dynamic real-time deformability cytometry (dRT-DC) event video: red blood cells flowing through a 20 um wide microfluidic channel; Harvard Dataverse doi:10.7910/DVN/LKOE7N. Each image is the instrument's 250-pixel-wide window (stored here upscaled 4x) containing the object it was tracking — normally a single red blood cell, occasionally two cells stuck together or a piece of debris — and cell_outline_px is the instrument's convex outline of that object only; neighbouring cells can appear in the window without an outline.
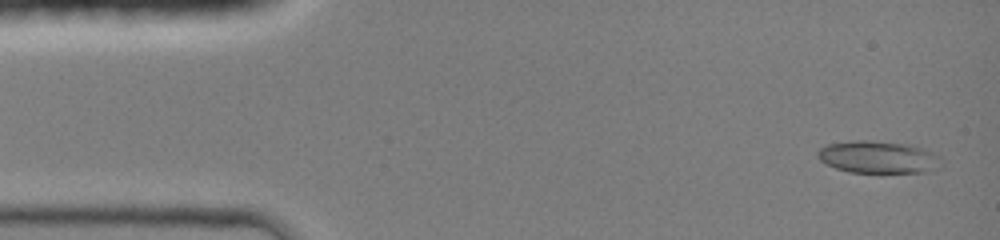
{"species": "common noctule bat (a hibernating species)", "species_latin": "Nyctalus noctula", "temperature_condition": "room temperature", "stored_images_in_passage": 43, "camera_frame_rate_fps": 3000, "um_per_image_px": 0.085, "animal": {"sex": "female", "body_mass_g": 19.0, "forearm_length_mm": 51.5}, "frame": {"image": 1, "passage_image": 1, "time_ms": 0.0, "image_size_px": [1000, 240], "cell_outline_px": [[944, 164], [940, 168], [932, 172], [848, 172], [836, 168], [820, 160], [816, 156], [816, 152], [820, 148], [828, 144], [856, 140], [872, 140], [908, 144], [924, 148], [940, 156]], "centroid_in_image_um": [74.71, 13.35], "position_along_channel_um": 10.3, "area_um2": 23.58}}
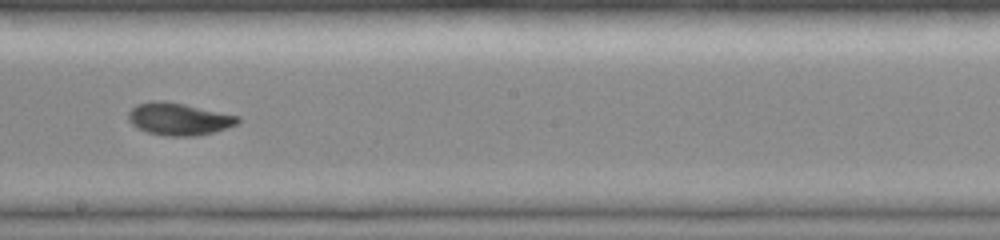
{"frame": {"image": 2, "passage_image": 24, "time_ms": 7.667, "image_size_px": [1000, 240], "cell_outline_px": [[240, 120], [236, 124], [212, 132], [196, 136], [168, 136], [148, 132], [132, 124], [128, 120], [128, 112], [136, 104], [152, 100], [164, 100], [184, 104], [240, 116]], "centroid_in_image_um": [15.17, 10.1], "position_along_channel_um": 233.0, "area_um2": 20.46}}
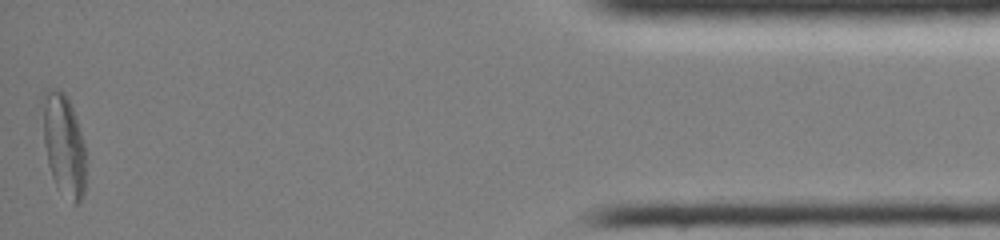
{"frame": {"image": 3, "passage_image": 43, "time_ms": 14.0, "image_size_px": [1000, 240], "cell_outline_px": [[84, 196], [80, 204], [72, 204], [56, 188], [48, 164], [44, 144], [40, 100], [40, 96], [48, 88], [60, 88], [64, 92], [72, 104], [84, 144]], "centroid_in_image_um": [5.38, 12.27], "position_along_channel_um": 429.8, "area_um2": 26.41}, "authors_computed_cell_mechanics": {"area_um2": 21.097, "velocity_mm_per_s": 4.2692, "shape_relaxation_time_tau1_ms": 9.7547, "shape_relaxation_time_tau2_ms": 2.5189, "deformation_change_tau1": 0.2694, "deformation_change_tau2": 0.0535}}